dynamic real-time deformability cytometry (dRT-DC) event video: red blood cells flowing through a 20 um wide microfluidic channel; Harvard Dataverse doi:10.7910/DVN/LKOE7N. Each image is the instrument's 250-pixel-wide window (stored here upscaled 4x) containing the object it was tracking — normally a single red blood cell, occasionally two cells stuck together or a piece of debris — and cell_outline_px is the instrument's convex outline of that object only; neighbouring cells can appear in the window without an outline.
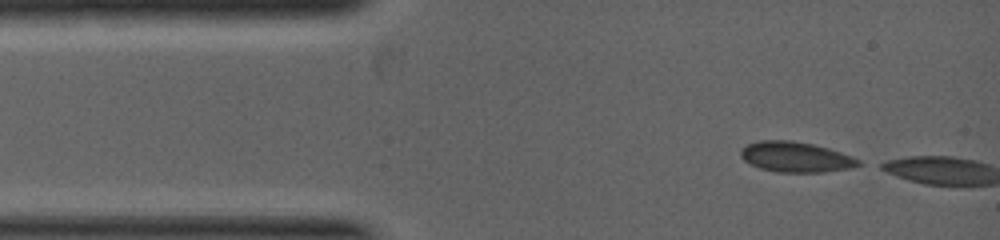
{"species": "common noctule bat (a hibernating species)", "species_latin": "Nyctalus noctula", "temperature_condition": "warm", "stored_images_in_passage": 2, "camera_frame_rate_fps": 5000, "um_per_image_px": 0.085, "animal": {"sex": "female", "body_mass_g": 19.0, "forearm_length_mm": 53.3}, "frame": {"image": 1, "passage_image": 1, "time_ms": 0.0, "image_size_px": [1000, 240], "cell_outline_px": [[860, 164], [848, 168], [824, 172], [776, 172], [760, 168], [744, 160], [740, 156], [740, 148], [748, 144], [760, 140], [792, 140], [812, 144], [828, 148], [852, 156], [860, 160]], "centroid_in_image_um": [67.6, 13.33], "position_along_channel_um": 17.4, "area_um2": 20.69}}